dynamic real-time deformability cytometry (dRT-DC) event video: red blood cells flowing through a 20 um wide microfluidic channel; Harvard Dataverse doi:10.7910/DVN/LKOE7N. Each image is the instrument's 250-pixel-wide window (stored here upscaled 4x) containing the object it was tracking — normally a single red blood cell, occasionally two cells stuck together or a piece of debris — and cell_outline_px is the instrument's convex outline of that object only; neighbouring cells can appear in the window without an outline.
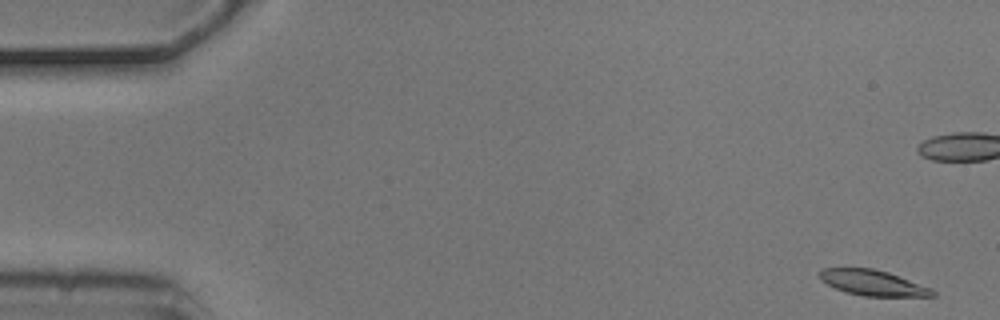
{"species": "common noctule bat (a hibernating species)", "species_latin": "Nyctalus noctula", "temperature_condition": "cold", "stored_images_in_passage": 9, "camera_frame_rate_fps": 3000, "um_per_image_px": 0.085, "animal": {"sex": "male", "body_mass_g": 20.5, "forearm_length_mm": 52.5}, "frame": {"image": 1, "passage_image": 1, "time_ms": 0.0, "image_size_px": [1000, 320], "cell_outline_px": [[936, 296], [864, 296], [844, 292], [820, 280], [820, 272], [824, 268], [872, 268], [888, 272], [932, 288], [936, 292]], "centroid_in_image_um": [74.21, 24.04], "position_along_channel_um": 10.8, "area_um2": 16.7}}
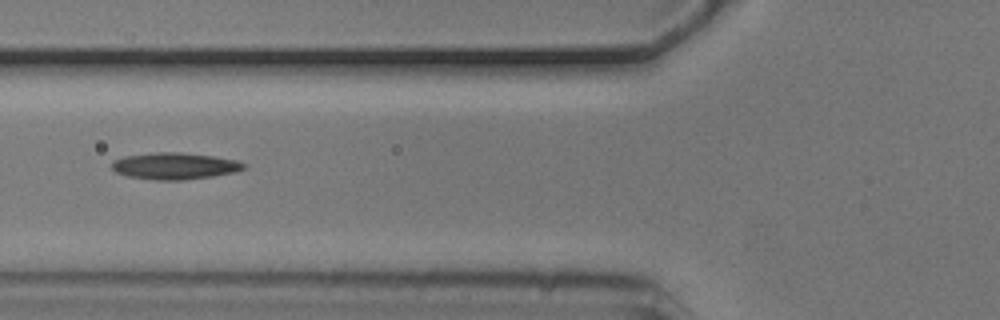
{"frame": {"image": 2, "passage_image": 6, "time_ms": 1.667, "image_size_px": [1000, 320], "cell_outline_px": [[248, 164], [244, 168], [236, 172], [212, 176], [184, 180], [156, 180], [128, 176], [116, 172], [112, 168], [112, 160], [124, 156], [156, 152], [180, 152], [212, 156], [236, 160]], "centroid_in_image_um": [14.85, 14.1], "position_along_channel_um": 110.9, "area_um2": 20.52}}
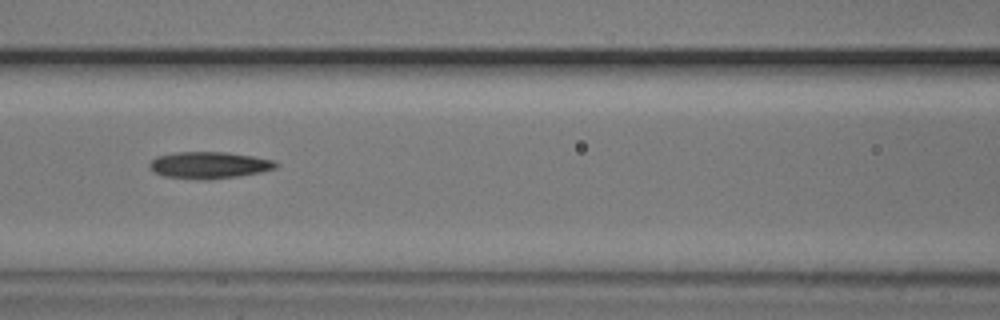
{"frame": {"image": 3, "passage_image": 7, "time_ms": 2.0, "image_size_px": [1000, 320], "cell_outline_px": [[280, 164], [276, 168], [260, 172], [240, 176], [208, 180], [200, 180], [164, 176], [152, 172], [148, 168], [148, 164], [156, 156], [176, 152], [228, 152], [252, 156], [272, 160]], "centroid_in_image_um": [17.74, 14.04], "position_along_channel_um": 148.9, "area_um2": 19.94}}